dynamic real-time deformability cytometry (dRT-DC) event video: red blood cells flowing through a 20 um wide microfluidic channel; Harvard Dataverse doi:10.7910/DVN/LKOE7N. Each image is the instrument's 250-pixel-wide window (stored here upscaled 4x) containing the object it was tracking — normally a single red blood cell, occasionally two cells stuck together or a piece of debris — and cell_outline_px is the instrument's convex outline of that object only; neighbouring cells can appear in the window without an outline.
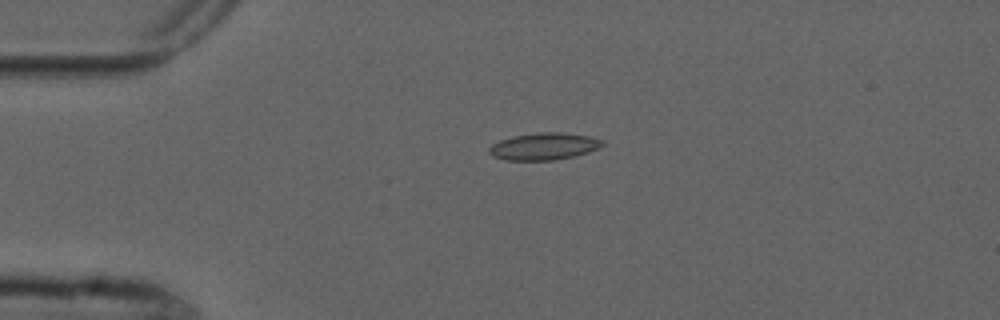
{"species": "common noctule bat (a hibernating species)", "species_latin": "Nyctalus noctula", "temperature_condition": "cold", "stored_images_in_passage": 3, "camera_frame_rate_fps": 3000, "um_per_image_px": 0.085, "animal": {"sex": "male", "forearm_length_mm": 52.5}, "frame": {"image": 1, "passage_image": 2, "time_ms": 1.333, "image_size_px": [1000, 320], "cell_outline_px": [[604, 144], [600, 148], [588, 152], [572, 156], [552, 160], [504, 160], [492, 156], [488, 152], [488, 148], [492, 144], [500, 140], [516, 136], [540, 132], [560, 132], [588, 136], [604, 140]], "centroid_in_image_um": [46.23, 12.44], "position_along_channel_um": 38.8, "area_um2": 17.74}}